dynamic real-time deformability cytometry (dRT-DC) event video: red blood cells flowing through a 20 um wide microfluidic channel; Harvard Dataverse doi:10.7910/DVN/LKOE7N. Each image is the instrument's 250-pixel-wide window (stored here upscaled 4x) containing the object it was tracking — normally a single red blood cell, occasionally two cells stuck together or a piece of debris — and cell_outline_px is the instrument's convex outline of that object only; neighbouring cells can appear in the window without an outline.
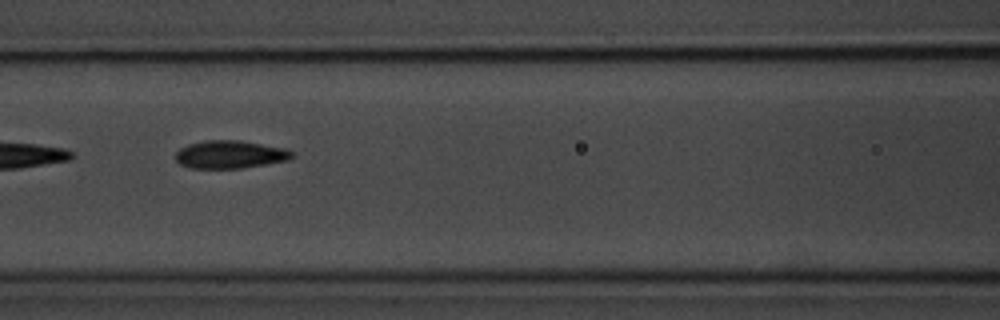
{"species": "common noctule bat (a hibernating species)", "species_latin": "Nyctalus noctula", "temperature_condition": "room temperature", "stored_images_in_passage": 12, "camera_frame_rate_fps": 3000, "um_per_image_px": 0.085, "animal": {"sex": "male", "body_mass_g": 20.1, "forearm_length_mm": 53.5}, "frame": {"image": 1, "passage_image": 4, "time_ms": 3.333, "image_size_px": [1000, 320], "cell_outline_px": [[296, 156], [288, 160], [240, 168], [192, 168], [180, 164], [176, 160], [176, 152], [180, 148], [188, 144], [204, 140], [240, 140], [284, 148], [296, 152]], "centroid_in_image_um": [19.58, 13.12], "position_along_channel_um": 147.0, "area_um2": 18.96}, "authors_computed_cell_mechanics": {"area_um2": 18.8428, "velocity_mm_per_s": 3.7051, "shape_relaxation_time_tau1_ms": 3.106, "shape_relaxation_time_tau2_ms": 2.1465, "deformation_change_tau1": 0.1488, "deformation_change_tau2": 0.0989}}